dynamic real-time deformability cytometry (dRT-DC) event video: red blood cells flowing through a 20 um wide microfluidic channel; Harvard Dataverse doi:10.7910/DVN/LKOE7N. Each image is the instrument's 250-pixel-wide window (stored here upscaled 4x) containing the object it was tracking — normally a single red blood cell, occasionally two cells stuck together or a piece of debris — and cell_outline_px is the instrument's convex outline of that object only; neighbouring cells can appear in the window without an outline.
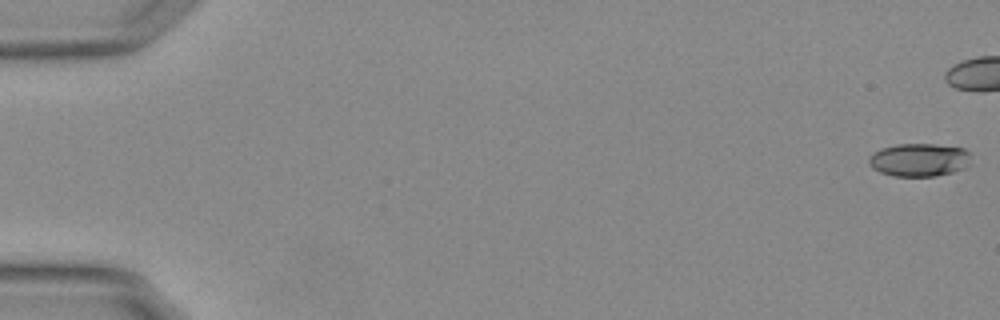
{"species": "Egyptian fruit bat (a non-hibernating species)", "species_latin": "Rousettus aegyptiacus", "temperature_condition": "warm", "stored_images_in_passage": 22, "camera_frame_rate_fps": 3000, "um_per_image_px": 0.085, "animal": {"sex": "female"}, "frame": {"image": 1, "passage_image": 1, "time_ms": 0.0, "image_size_px": [1000, 320], "cell_outline_px": [[972, 164], [964, 168], [952, 172], [936, 176], [896, 176], [880, 172], [872, 168], [868, 164], [868, 156], [872, 152], [880, 148], [896, 144], [936, 144], [964, 148], [972, 152]], "centroid_in_image_um": [78.16, 13.57], "position_along_channel_um": 6.8, "area_um2": 20.23}}